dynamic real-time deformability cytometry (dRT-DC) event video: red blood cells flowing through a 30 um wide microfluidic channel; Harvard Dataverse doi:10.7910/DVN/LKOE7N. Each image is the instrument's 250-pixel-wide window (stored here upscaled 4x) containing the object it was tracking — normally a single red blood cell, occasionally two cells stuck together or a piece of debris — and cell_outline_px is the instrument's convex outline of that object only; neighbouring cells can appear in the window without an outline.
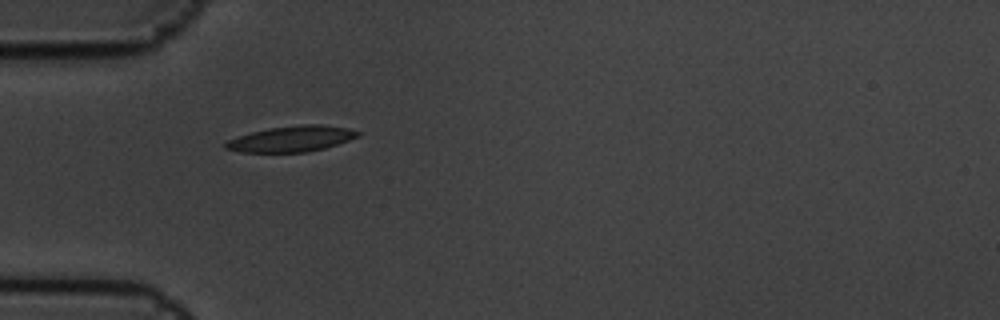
{"species": "common noctule bat (a hibernating species)", "species_latin": "Nyctalus noctula", "temperature_condition": "cold", "stored_images_in_passage": 9, "camera_frame_rate_fps": 3000, "um_per_image_px": 0.085, "animal": {"sex": "male", "body_mass_g": 19.5, "forearm_length_mm": 54.6}, "frame": {"image": 1, "passage_image": 7, "time_ms": 2.0, "image_size_px": [1000, 320], "cell_outline_px": [[360, 136], [324, 148], [308, 152], [240, 152], [224, 148], [224, 144], [228, 140], [252, 132], [268, 128], [300, 124], [320, 124], [348, 128], [360, 132]], "centroid_in_image_um": [24.78, 11.8], "position_along_channel_um": 60.2, "area_um2": 19.77}}
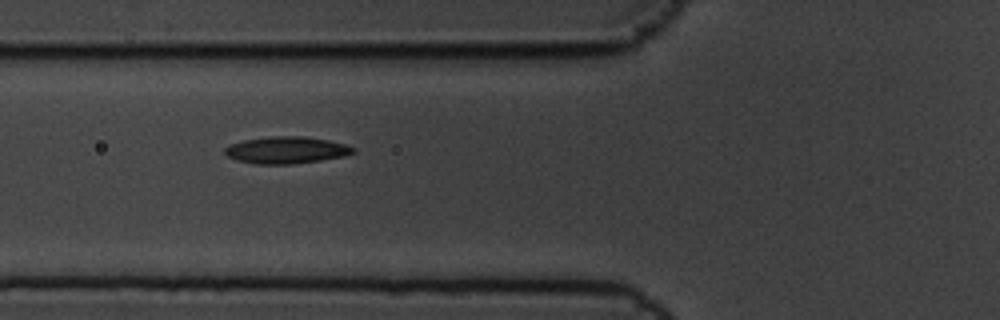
{"frame": {"image": 2, "passage_image": 8, "time_ms": 2.333, "image_size_px": [1000, 320], "cell_outline_px": [[356, 152], [344, 156], [320, 160], [292, 164], [252, 164], [236, 160], [228, 156], [224, 152], [224, 148], [228, 144], [244, 140], [268, 136], [304, 136], [328, 140], [344, 144], [356, 148]], "centroid_in_image_um": [24.31, 12.75], "position_along_channel_um": 101.5, "area_um2": 20.29}}
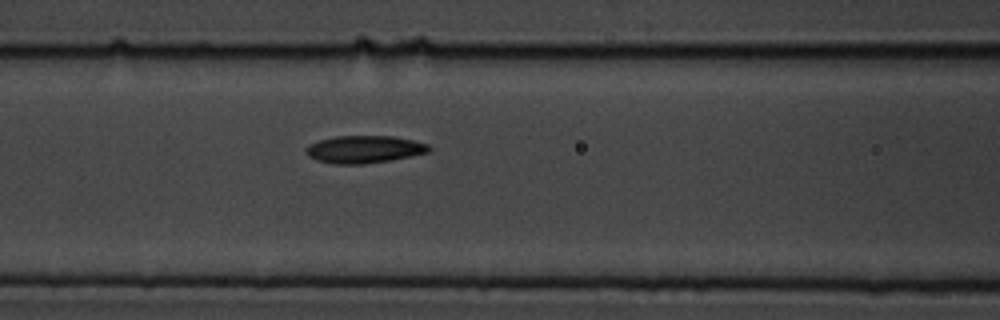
{"frame": {"image": 3, "passage_image": 9, "time_ms": 2.667, "image_size_px": [1000, 320], "cell_outline_px": [[432, 148], [428, 152], [388, 160], [364, 164], [332, 164], [316, 160], [308, 156], [304, 152], [304, 148], [308, 144], [320, 140], [336, 136], [392, 136], [412, 140], [428, 144]], "centroid_in_image_um": [30.89, 12.69], "position_along_channel_um": 135.7, "area_um2": 19.65}}